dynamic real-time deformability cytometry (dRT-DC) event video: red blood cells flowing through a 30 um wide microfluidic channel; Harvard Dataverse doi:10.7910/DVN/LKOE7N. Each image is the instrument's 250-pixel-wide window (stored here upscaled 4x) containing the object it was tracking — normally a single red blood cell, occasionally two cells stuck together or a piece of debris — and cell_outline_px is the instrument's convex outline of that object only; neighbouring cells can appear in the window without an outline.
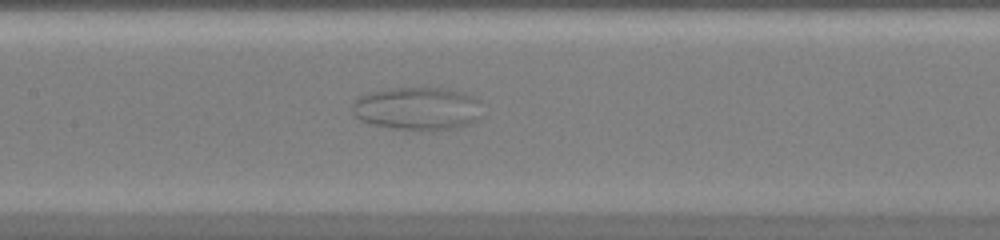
{"species": "common noctule bat (a hibernating species)", "species_latin": "Nyctalus noctula", "temperature_condition": "warm", "stored_images_in_passage": 47, "camera_frame_rate_fps": 3000, "um_per_image_px": 0.085, "animal": {"sex": "female", "body_mass_g": 20.0, "forearm_length_mm": 54.0}, "frame": {"image": 1, "passage_image": 23, "time_ms": 7.333, "image_size_px": [1000, 240], "cell_outline_px": [[480, 116], [472, 124], [456, 128], [392, 128], [372, 124], [360, 120], [352, 112], [352, 104], [360, 96], [368, 92], [392, 88], [448, 88], [464, 92], [480, 100]], "centroid_in_image_um": [35.49, 9.19], "position_along_channel_um": 171.9, "area_um2": 32.25}}
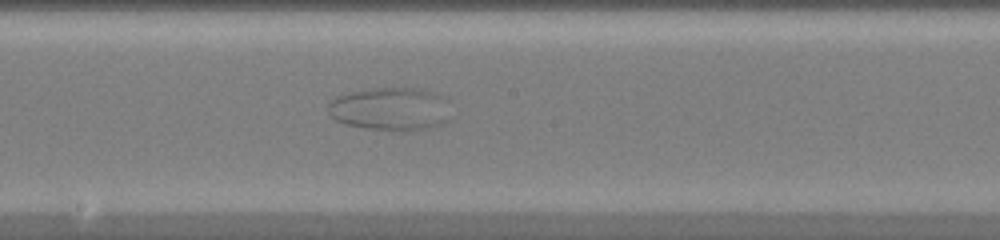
{"frame": {"image": 2, "passage_image": 26, "time_ms": 8.333, "image_size_px": [1000, 240], "cell_outline_px": [[448, 120], [440, 124], [424, 128], [368, 128], [344, 124], [336, 120], [328, 112], [328, 104], [336, 96], [364, 88], [416, 88], [432, 92], [444, 96], [448, 100]], "centroid_in_image_um": [33.15, 9.21], "position_along_channel_um": 215.1, "area_um2": 30.17}}